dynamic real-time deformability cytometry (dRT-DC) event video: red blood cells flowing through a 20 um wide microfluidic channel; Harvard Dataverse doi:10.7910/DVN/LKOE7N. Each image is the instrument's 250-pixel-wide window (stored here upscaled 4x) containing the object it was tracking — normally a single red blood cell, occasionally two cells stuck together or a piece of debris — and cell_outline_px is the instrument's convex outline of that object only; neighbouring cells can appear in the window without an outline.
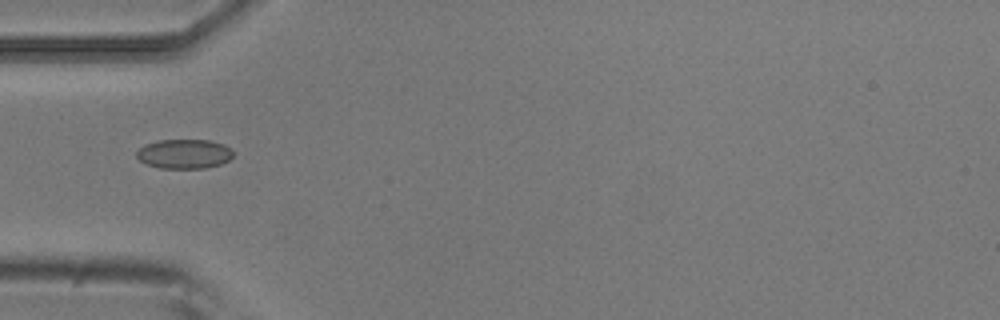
{"species": "common noctule bat (a hibernating species)", "species_latin": "Nyctalus noctula", "temperature_condition": "room temperature", "stored_images_in_passage": 4, "camera_frame_rate_fps": 3000, "um_per_image_px": 0.085, "animal": {"sex": "male", "body_mass_g": 20.5, "forearm_length_mm": 52.5}, "frame": {"image": 1, "passage_image": 1, "time_ms": 0.0, "image_size_px": [1000, 320], "cell_outline_px": [[232, 156], [228, 160], [220, 164], [204, 168], [160, 168], [148, 164], [140, 160], [136, 156], [136, 152], [140, 148], [148, 144], [160, 140], [208, 140], [224, 144], [232, 152]], "centroid_in_image_um": [15.65, 13.08], "position_along_channel_um": 69.3, "area_um2": 16.24}}
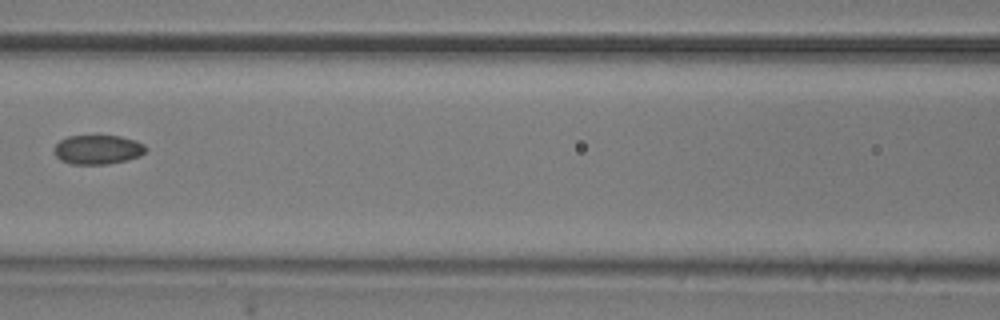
{"frame": {"image": 2, "passage_image": 3, "time_ms": 0.667, "image_size_px": [1000, 320], "cell_outline_px": [[148, 148], [140, 156], [128, 160], [108, 164], [72, 164], [60, 160], [56, 156], [56, 144], [60, 140], [68, 136], [120, 136], [136, 140], [144, 144]], "centroid_in_image_um": [8.35, 12.72], "position_along_channel_um": 158.2, "area_um2": 15.61}}
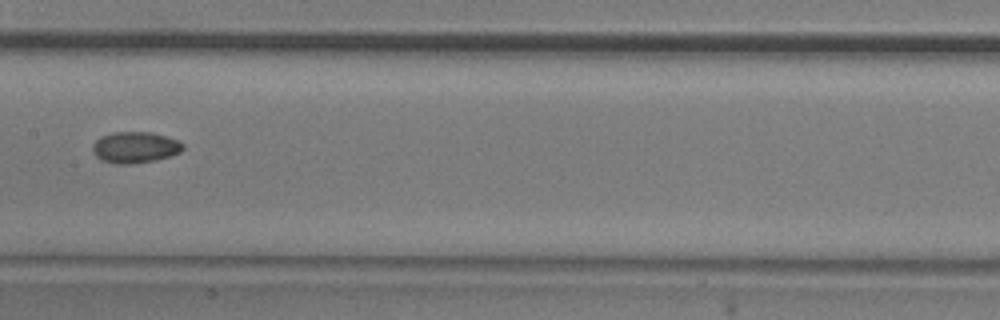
{"frame": {"image": 3, "passage_image": 4, "time_ms": 1.0, "image_size_px": [1000, 320], "cell_outline_px": [[184, 148], [180, 152], [172, 156], [156, 160], [132, 164], [116, 164], [100, 160], [92, 152], [92, 144], [100, 136], [112, 132], [152, 132], [180, 140], [184, 144]], "centroid_in_image_um": [11.49, 12.53], "position_along_channel_um": 195.9, "area_um2": 16.82}}